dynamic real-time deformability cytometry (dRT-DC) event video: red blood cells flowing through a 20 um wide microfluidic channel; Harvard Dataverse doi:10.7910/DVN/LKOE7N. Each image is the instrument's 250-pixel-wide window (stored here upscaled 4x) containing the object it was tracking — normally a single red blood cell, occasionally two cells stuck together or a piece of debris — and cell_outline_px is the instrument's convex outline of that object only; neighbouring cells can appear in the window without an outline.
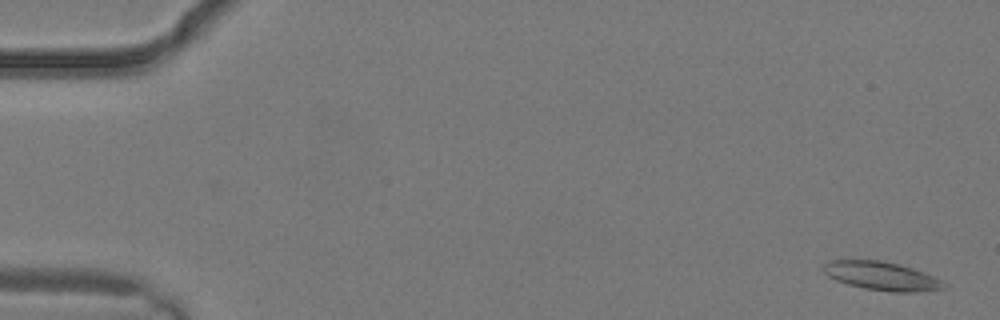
{"species": "common noctule bat (a hibernating species)", "species_latin": "Nyctalus noctula", "temperature_condition": "warm", "stored_images_in_passage": 3, "camera_frame_rate_fps": 3000, "um_per_image_px": 0.085, "animal": {"sex": "male", "body_mass_g": 19.2, "forearm_length_mm": 51.8}, "frame": {"image": 1, "passage_image": 1, "time_ms": 0.0, "image_size_px": [1000, 320], "cell_outline_px": [[948, 288], [916, 292], [892, 292], [864, 288], [848, 284], [836, 280], [828, 276], [824, 272], [824, 264], [832, 260], [880, 260], [912, 268], [932, 276], [948, 284]], "centroid_in_image_um": [74.96, 23.47], "position_along_channel_um": 10.0, "area_um2": 19.83}}
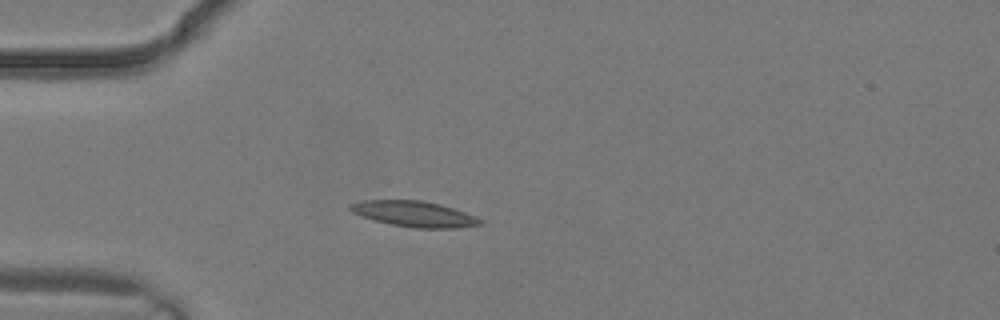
{"frame": {"image": 2, "passage_image": 3, "time_ms": 0.667, "image_size_px": [1000, 320], "cell_outline_px": [[484, 224], [456, 228], [416, 228], [392, 224], [372, 220], [352, 212], [348, 208], [348, 204], [364, 200], [420, 200], [440, 204], [464, 212], [484, 220]], "centroid_in_image_um": [35.2, 18.18], "position_along_channel_um": 49.8, "area_um2": 19.42}}